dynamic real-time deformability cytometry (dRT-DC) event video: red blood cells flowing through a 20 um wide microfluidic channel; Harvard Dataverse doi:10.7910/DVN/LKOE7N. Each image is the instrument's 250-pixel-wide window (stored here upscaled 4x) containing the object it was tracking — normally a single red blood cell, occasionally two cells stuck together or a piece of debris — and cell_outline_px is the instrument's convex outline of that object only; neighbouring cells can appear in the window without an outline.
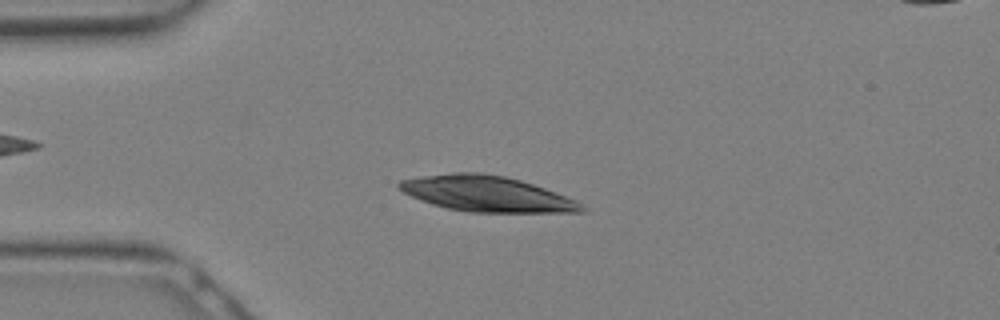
{"species": "Egyptian fruit bat (a non-hibernating species)", "species_latin": "Rousettus aegyptiacus", "temperature_condition": "warm", "stored_images_in_passage": 12, "camera_frame_rate_fps": 3000, "um_per_image_px": 0.085, "animal": {"sex": "female"}, "frame": {"image": 1, "passage_image": 7, "time_ms": 2.0, "image_size_px": [1000, 320], "cell_outline_px": [[588, 208], [584, 212], [468, 212], [448, 208], [432, 204], [420, 200], [404, 192], [396, 184], [400, 180], [420, 176], [452, 172], [480, 172], [504, 176], [520, 180], [556, 192], [576, 200], [584, 204]], "centroid_in_image_um": [41.39, 16.47], "position_along_channel_um": 43.6, "area_um2": 37.86}}
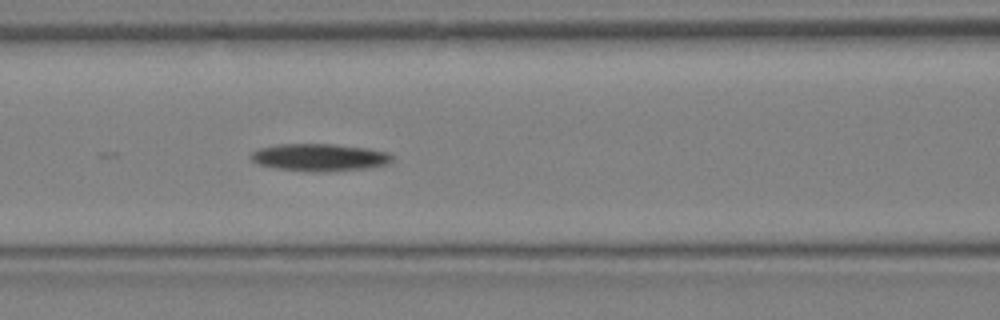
{"frame": {"image": 2, "passage_image": 12, "time_ms": 3.667, "image_size_px": [1000, 320], "cell_outline_px": [[392, 160], [388, 164], [368, 168], [316, 172], [276, 168], [256, 164], [248, 156], [252, 152], [260, 148], [276, 144], [336, 144], [368, 148], [388, 152], [392, 156]], "centroid_in_image_um": [27.14, 13.37], "position_along_channel_um": 139.5, "area_um2": 22.6}}